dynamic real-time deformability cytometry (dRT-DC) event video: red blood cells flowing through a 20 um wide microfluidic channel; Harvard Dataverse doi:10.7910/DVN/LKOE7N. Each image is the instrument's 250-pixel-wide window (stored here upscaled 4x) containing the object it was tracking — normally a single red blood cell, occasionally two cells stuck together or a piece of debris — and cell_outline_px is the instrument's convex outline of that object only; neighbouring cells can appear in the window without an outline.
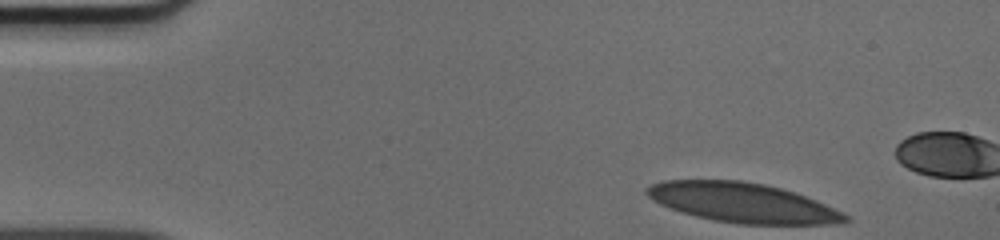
{"species": "human", "species_latin": "Homo sapiens", "temperature_condition": "cold", "stored_images_in_passage": 37, "camera_frame_rate_fps": 3000, "um_per_image_px": 0.085, "donor": {"sex": "male"}, "frame": {"image": 1, "passage_image": 1, "time_ms": 0.0, "image_size_px": [1000, 240], "cell_outline_px": [[852, 220], [840, 224], [736, 224], [712, 220], [696, 216], [660, 204], [652, 200], [644, 192], [644, 188], [652, 184], [664, 180], [740, 180], [764, 184], [780, 188], [804, 196], [844, 212]], "centroid_in_image_um": [63.12, 17.23], "position_along_channel_um": 21.9, "area_um2": 45.72}}
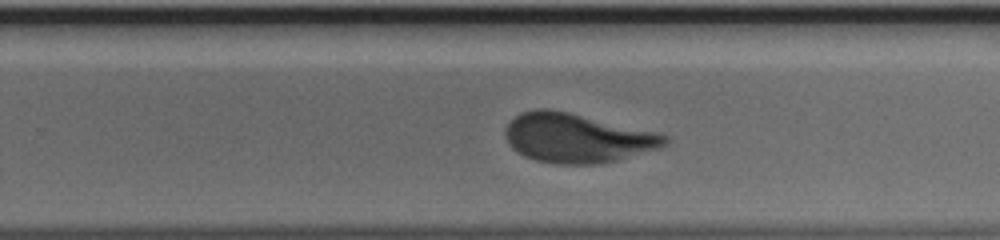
{"frame": {"image": 2, "passage_image": 27, "time_ms": 8.667, "image_size_px": [1000, 240], "cell_outline_px": [[668, 144], [660, 148], [616, 160], [600, 164], [556, 164], [536, 160], [524, 156], [516, 152], [508, 144], [504, 136], [504, 128], [520, 112], [536, 108], [548, 108], [568, 112], [656, 132], [668, 136]], "centroid_in_image_um": [49.01, 11.73], "position_along_channel_um": 280.8, "area_um2": 45.84}}
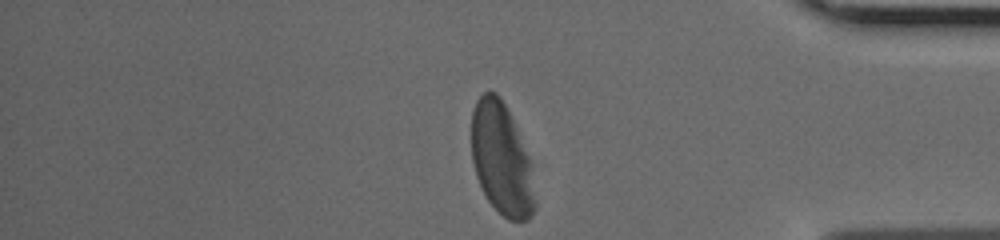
{"frame": {"image": 3, "passage_image": 37, "time_ms": 12.0, "image_size_px": [1000, 240], "cell_outline_px": [[536, 208], [532, 216], [528, 220], [508, 220], [488, 200], [476, 176], [472, 160], [472, 108], [476, 100], [484, 92], [496, 92], [500, 96], [516, 128], [532, 164], [536, 204]], "centroid_in_image_um": [42.65, 13.55], "position_along_channel_um": 392.6, "area_um2": 41.33}}